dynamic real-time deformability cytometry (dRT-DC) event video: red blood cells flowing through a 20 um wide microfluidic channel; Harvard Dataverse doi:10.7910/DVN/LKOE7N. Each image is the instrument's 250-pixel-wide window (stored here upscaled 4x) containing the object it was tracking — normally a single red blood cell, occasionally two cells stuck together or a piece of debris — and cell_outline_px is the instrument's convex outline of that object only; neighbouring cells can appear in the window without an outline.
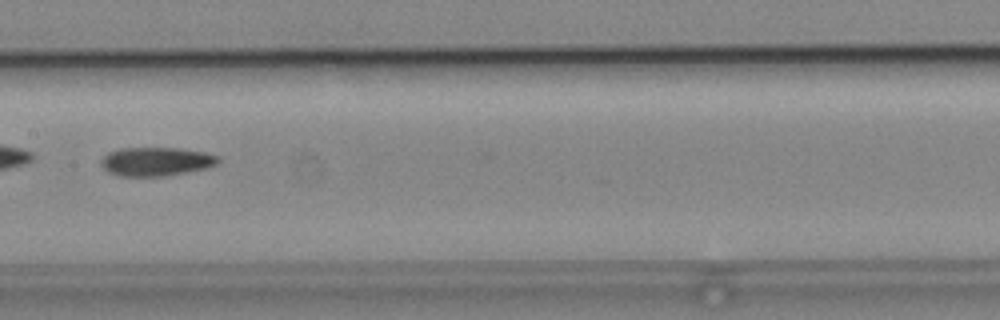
{"species": "common noctule bat (a hibernating species)", "species_latin": "Nyctalus noctula", "temperature_condition": "cold", "stored_images_in_passage": 8, "camera_frame_rate_fps": 3000, "um_per_image_px": 0.085, "animal": {"sex": "male", "body_mass_g": 19.2, "forearm_length_mm": 51.8}, "frame": {"image": 1, "passage_image": 5, "time_ms": 5.667, "image_size_px": [1000, 320], "cell_outline_px": [[220, 160], [216, 164], [204, 168], [164, 176], [120, 176], [108, 172], [100, 164], [100, 160], [108, 152], [120, 148], [180, 148], [204, 152], [220, 156]], "centroid_in_image_um": [13.24, 13.72], "position_along_channel_um": 194.2, "area_um2": 19.54}}
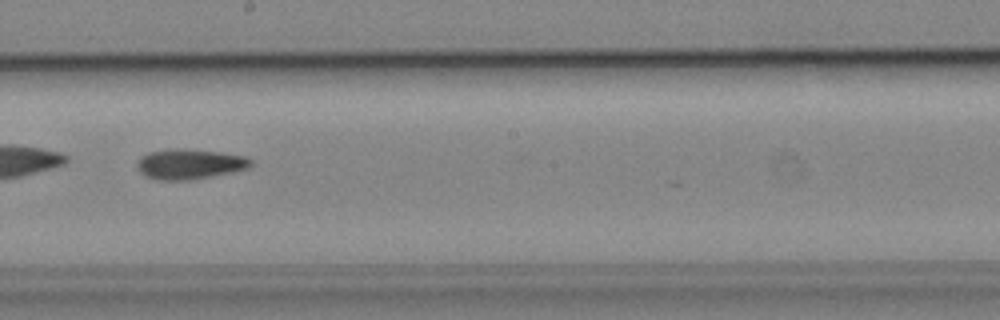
{"frame": {"image": 2, "passage_image": 6, "time_ms": 6.667, "image_size_px": [1000, 320], "cell_outline_px": [[252, 164], [248, 168], [232, 172], [192, 180], [156, 180], [144, 176], [136, 168], [136, 164], [140, 156], [148, 152], [168, 148], [184, 148], [220, 152], [244, 156], [252, 160]], "centroid_in_image_um": [16.06, 13.94], "position_along_channel_um": 232.1, "area_um2": 20.35}}
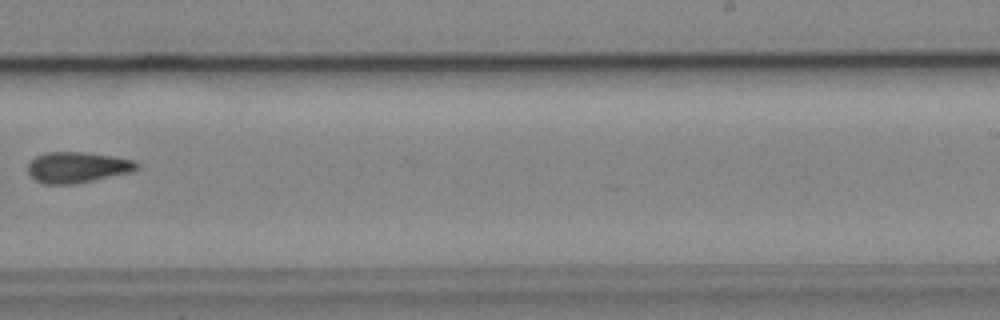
{"frame": {"image": 3, "passage_image": 7, "time_ms": 8.0, "image_size_px": [1000, 320], "cell_outline_px": [[140, 168], [128, 172], [92, 180], [72, 184], [44, 184], [36, 180], [28, 172], [28, 164], [36, 156], [44, 152], [84, 152], [112, 156], [136, 160], [140, 164]], "centroid_in_image_um": [6.58, 14.21], "position_along_channel_um": 282.4, "area_um2": 19.42}}